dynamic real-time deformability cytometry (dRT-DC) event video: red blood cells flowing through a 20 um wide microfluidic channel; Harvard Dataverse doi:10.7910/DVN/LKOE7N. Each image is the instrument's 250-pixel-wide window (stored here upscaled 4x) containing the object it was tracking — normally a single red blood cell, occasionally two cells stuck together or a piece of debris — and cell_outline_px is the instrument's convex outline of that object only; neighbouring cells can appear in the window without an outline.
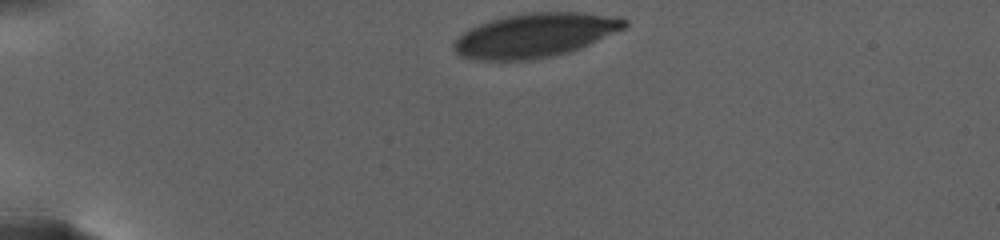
{"species": "human", "species_latin": "Homo sapiens", "temperature_condition": "warm", "stored_images_in_passage": 59, "camera_frame_rate_fps": 3000, "um_per_image_px": 0.085, "donor": {"sex": "female"}, "frame": {"image": 1, "passage_image": 1, "time_ms": 0.0, "image_size_px": [1000, 240], "cell_outline_px": [[628, 24], [624, 28], [580, 48], [568, 52], [552, 56], [528, 60], [472, 60], [460, 56], [452, 48], [452, 44], [468, 28], [492, 20], [508, 16], [528, 12], [584, 12], [620, 16], [628, 20]], "centroid_in_image_um": [45.49, 2.99], "position_along_channel_um": 39.5, "area_um2": 43.81}}
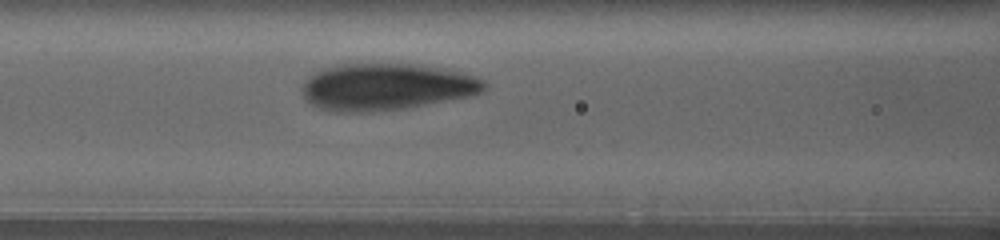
{"frame": {"image": 2, "passage_image": 42, "time_ms": 6.0, "image_size_px": [1000, 240], "cell_outline_px": [[488, 84], [480, 92], [472, 96], [400, 108], [320, 108], [312, 104], [304, 96], [304, 80], [308, 76], [320, 68], [340, 64], [412, 64], [460, 72], [484, 80]], "centroid_in_image_um": [32.87, 7.31], "position_along_channel_um": 133.7, "area_um2": 47.45}}
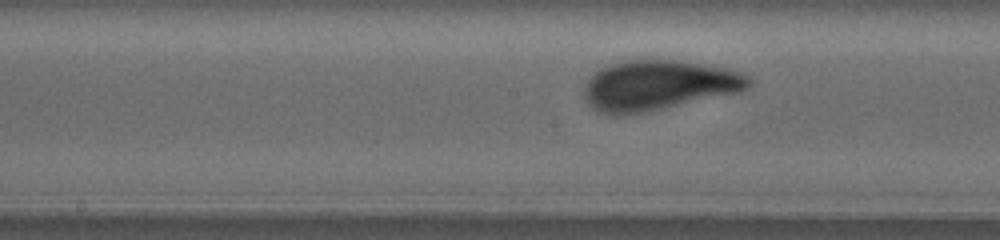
{"frame": {"image": 3, "passage_image": 58, "time_ms": 8.333, "image_size_px": [1000, 240], "cell_outline_px": [[752, 84], [748, 88], [740, 92], [632, 112], [604, 112], [596, 108], [588, 100], [584, 92], [588, 80], [600, 68], [608, 64], [620, 60], [676, 60], [728, 68], [740, 72], [748, 76], [752, 80]], "centroid_in_image_um": [56.04, 7.16], "position_along_channel_um": 192.2, "area_um2": 46.07}}